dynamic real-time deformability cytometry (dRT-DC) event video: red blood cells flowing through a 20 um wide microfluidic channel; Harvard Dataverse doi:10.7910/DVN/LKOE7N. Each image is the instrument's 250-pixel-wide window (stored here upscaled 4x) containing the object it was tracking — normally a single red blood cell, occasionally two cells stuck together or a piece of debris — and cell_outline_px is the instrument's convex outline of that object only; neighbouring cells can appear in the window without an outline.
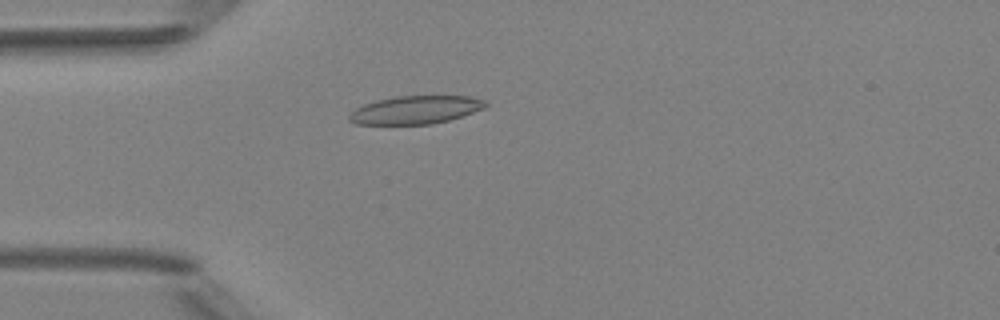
{"species": "Egyptian fruit bat (a non-hibernating species)", "species_latin": "Rousettus aegyptiacus", "temperature_condition": "room temperature", "stored_images_in_passage": 3, "camera_frame_rate_fps": 3000, "um_per_image_px": 0.085, "animal": {"sex": "female"}, "frame": {"image": 1, "passage_image": 3, "time_ms": 2.333, "image_size_px": [1000, 320], "cell_outline_px": [[488, 104], [484, 108], [448, 120], [432, 124], [356, 124], [348, 120], [348, 116], [356, 108], [364, 104], [376, 100], [396, 96], [468, 96], [488, 100]], "centroid_in_image_um": [35.32, 9.33], "position_along_channel_um": 49.7, "area_um2": 22.25}}